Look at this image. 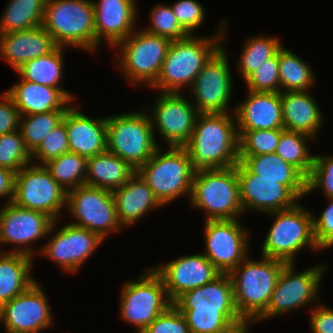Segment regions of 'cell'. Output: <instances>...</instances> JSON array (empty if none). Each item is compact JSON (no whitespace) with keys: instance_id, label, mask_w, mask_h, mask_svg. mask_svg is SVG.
<instances>
[{"instance_id":"obj_22","label":"cell","mask_w":333,"mask_h":333,"mask_svg":"<svg viewBox=\"0 0 333 333\" xmlns=\"http://www.w3.org/2000/svg\"><path fill=\"white\" fill-rule=\"evenodd\" d=\"M153 269L162 278L172 302L184 292L201 287L221 274L204 254L180 256Z\"/></svg>"},{"instance_id":"obj_47","label":"cell","mask_w":333,"mask_h":333,"mask_svg":"<svg viewBox=\"0 0 333 333\" xmlns=\"http://www.w3.org/2000/svg\"><path fill=\"white\" fill-rule=\"evenodd\" d=\"M141 333H190L183 314L172 304Z\"/></svg>"},{"instance_id":"obj_45","label":"cell","mask_w":333,"mask_h":333,"mask_svg":"<svg viewBox=\"0 0 333 333\" xmlns=\"http://www.w3.org/2000/svg\"><path fill=\"white\" fill-rule=\"evenodd\" d=\"M317 188H322L327 198H333V156L315 155L310 175L306 178V192L309 194Z\"/></svg>"},{"instance_id":"obj_51","label":"cell","mask_w":333,"mask_h":333,"mask_svg":"<svg viewBox=\"0 0 333 333\" xmlns=\"http://www.w3.org/2000/svg\"><path fill=\"white\" fill-rule=\"evenodd\" d=\"M14 177L13 171L0 167V197L9 198L8 203L12 202L14 196Z\"/></svg>"},{"instance_id":"obj_33","label":"cell","mask_w":333,"mask_h":333,"mask_svg":"<svg viewBox=\"0 0 333 333\" xmlns=\"http://www.w3.org/2000/svg\"><path fill=\"white\" fill-rule=\"evenodd\" d=\"M63 48L57 46L49 54L27 61L16 72L22 80L60 89L72 101L74 96L59 85L64 67Z\"/></svg>"},{"instance_id":"obj_37","label":"cell","mask_w":333,"mask_h":333,"mask_svg":"<svg viewBox=\"0 0 333 333\" xmlns=\"http://www.w3.org/2000/svg\"><path fill=\"white\" fill-rule=\"evenodd\" d=\"M313 137L295 131L283 130L277 145L276 154L296 167L306 178L310 175L315 155L309 153L306 139Z\"/></svg>"},{"instance_id":"obj_19","label":"cell","mask_w":333,"mask_h":333,"mask_svg":"<svg viewBox=\"0 0 333 333\" xmlns=\"http://www.w3.org/2000/svg\"><path fill=\"white\" fill-rule=\"evenodd\" d=\"M43 288L35 281L0 307V323L8 333H40L52 326V312Z\"/></svg>"},{"instance_id":"obj_9","label":"cell","mask_w":333,"mask_h":333,"mask_svg":"<svg viewBox=\"0 0 333 333\" xmlns=\"http://www.w3.org/2000/svg\"><path fill=\"white\" fill-rule=\"evenodd\" d=\"M274 222L264 240L262 255L294 263L303 247L320 250L313 231V214L298 203L292 208L271 212Z\"/></svg>"},{"instance_id":"obj_7","label":"cell","mask_w":333,"mask_h":333,"mask_svg":"<svg viewBox=\"0 0 333 333\" xmlns=\"http://www.w3.org/2000/svg\"><path fill=\"white\" fill-rule=\"evenodd\" d=\"M42 27L57 46L95 50L94 7L90 0H46Z\"/></svg>"},{"instance_id":"obj_21","label":"cell","mask_w":333,"mask_h":333,"mask_svg":"<svg viewBox=\"0 0 333 333\" xmlns=\"http://www.w3.org/2000/svg\"><path fill=\"white\" fill-rule=\"evenodd\" d=\"M103 240L97 233L69 223L40 248V253L57 262L64 271L78 272Z\"/></svg>"},{"instance_id":"obj_8","label":"cell","mask_w":333,"mask_h":333,"mask_svg":"<svg viewBox=\"0 0 333 333\" xmlns=\"http://www.w3.org/2000/svg\"><path fill=\"white\" fill-rule=\"evenodd\" d=\"M148 112H130L106 117L107 150L137 170L160 147ZM149 116V117H148Z\"/></svg>"},{"instance_id":"obj_4","label":"cell","mask_w":333,"mask_h":333,"mask_svg":"<svg viewBox=\"0 0 333 333\" xmlns=\"http://www.w3.org/2000/svg\"><path fill=\"white\" fill-rule=\"evenodd\" d=\"M280 259L248 256L230 273L234 302L240 316L250 325L267 309L283 267Z\"/></svg>"},{"instance_id":"obj_49","label":"cell","mask_w":333,"mask_h":333,"mask_svg":"<svg viewBox=\"0 0 333 333\" xmlns=\"http://www.w3.org/2000/svg\"><path fill=\"white\" fill-rule=\"evenodd\" d=\"M0 100V136L19 129L20 115L11 96L4 91Z\"/></svg>"},{"instance_id":"obj_32","label":"cell","mask_w":333,"mask_h":333,"mask_svg":"<svg viewBox=\"0 0 333 333\" xmlns=\"http://www.w3.org/2000/svg\"><path fill=\"white\" fill-rule=\"evenodd\" d=\"M31 256L0 251V307L25 292L35 280L30 274Z\"/></svg>"},{"instance_id":"obj_27","label":"cell","mask_w":333,"mask_h":333,"mask_svg":"<svg viewBox=\"0 0 333 333\" xmlns=\"http://www.w3.org/2000/svg\"><path fill=\"white\" fill-rule=\"evenodd\" d=\"M6 92L13 99L20 116L67 110L70 107L69 103H72L58 88L22 79Z\"/></svg>"},{"instance_id":"obj_38","label":"cell","mask_w":333,"mask_h":333,"mask_svg":"<svg viewBox=\"0 0 333 333\" xmlns=\"http://www.w3.org/2000/svg\"><path fill=\"white\" fill-rule=\"evenodd\" d=\"M67 110H55L20 116L19 130L26 148L32 153L43 141L45 136L58 125Z\"/></svg>"},{"instance_id":"obj_23","label":"cell","mask_w":333,"mask_h":333,"mask_svg":"<svg viewBox=\"0 0 333 333\" xmlns=\"http://www.w3.org/2000/svg\"><path fill=\"white\" fill-rule=\"evenodd\" d=\"M95 50L103 39L115 47L135 30L137 7L135 0L93 1Z\"/></svg>"},{"instance_id":"obj_15","label":"cell","mask_w":333,"mask_h":333,"mask_svg":"<svg viewBox=\"0 0 333 333\" xmlns=\"http://www.w3.org/2000/svg\"><path fill=\"white\" fill-rule=\"evenodd\" d=\"M221 46L196 76L191 91L198 113H228L232 78L228 56Z\"/></svg>"},{"instance_id":"obj_25","label":"cell","mask_w":333,"mask_h":333,"mask_svg":"<svg viewBox=\"0 0 333 333\" xmlns=\"http://www.w3.org/2000/svg\"><path fill=\"white\" fill-rule=\"evenodd\" d=\"M65 124L70 152L90 158L107 150L106 117L92 119L70 105Z\"/></svg>"},{"instance_id":"obj_28","label":"cell","mask_w":333,"mask_h":333,"mask_svg":"<svg viewBox=\"0 0 333 333\" xmlns=\"http://www.w3.org/2000/svg\"><path fill=\"white\" fill-rule=\"evenodd\" d=\"M112 195L122 226L133 224L149 210L163 206L136 172L124 185L113 190Z\"/></svg>"},{"instance_id":"obj_2","label":"cell","mask_w":333,"mask_h":333,"mask_svg":"<svg viewBox=\"0 0 333 333\" xmlns=\"http://www.w3.org/2000/svg\"><path fill=\"white\" fill-rule=\"evenodd\" d=\"M199 113L193 133L183 146L195 170L223 169L239 162V135L235 114ZM234 115V116H232Z\"/></svg>"},{"instance_id":"obj_3","label":"cell","mask_w":333,"mask_h":333,"mask_svg":"<svg viewBox=\"0 0 333 333\" xmlns=\"http://www.w3.org/2000/svg\"><path fill=\"white\" fill-rule=\"evenodd\" d=\"M225 29V25H221L209 39L189 35L171 41L159 77L151 88L159 89L160 93H181L186 85L192 86L203 66L222 46Z\"/></svg>"},{"instance_id":"obj_24","label":"cell","mask_w":333,"mask_h":333,"mask_svg":"<svg viewBox=\"0 0 333 333\" xmlns=\"http://www.w3.org/2000/svg\"><path fill=\"white\" fill-rule=\"evenodd\" d=\"M248 92L233 109L237 130L284 129L280 92Z\"/></svg>"},{"instance_id":"obj_13","label":"cell","mask_w":333,"mask_h":333,"mask_svg":"<svg viewBox=\"0 0 333 333\" xmlns=\"http://www.w3.org/2000/svg\"><path fill=\"white\" fill-rule=\"evenodd\" d=\"M66 207L72 218H76L71 224L95 232L104 240L123 227L110 190L81 185L67 192Z\"/></svg>"},{"instance_id":"obj_5","label":"cell","mask_w":333,"mask_h":333,"mask_svg":"<svg viewBox=\"0 0 333 333\" xmlns=\"http://www.w3.org/2000/svg\"><path fill=\"white\" fill-rule=\"evenodd\" d=\"M190 200L194 208L205 210V221L237 219L244 210L236 166L196 170Z\"/></svg>"},{"instance_id":"obj_12","label":"cell","mask_w":333,"mask_h":333,"mask_svg":"<svg viewBox=\"0 0 333 333\" xmlns=\"http://www.w3.org/2000/svg\"><path fill=\"white\" fill-rule=\"evenodd\" d=\"M67 191L44 165H27L15 173L12 202L21 208L42 212L57 221L66 208Z\"/></svg>"},{"instance_id":"obj_48","label":"cell","mask_w":333,"mask_h":333,"mask_svg":"<svg viewBox=\"0 0 333 333\" xmlns=\"http://www.w3.org/2000/svg\"><path fill=\"white\" fill-rule=\"evenodd\" d=\"M329 199V205L318 217L313 216V231L317 246L328 249L333 246V198Z\"/></svg>"},{"instance_id":"obj_10","label":"cell","mask_w":333,"mask_h":333,"mask_svg":"<svg viewBox=\"0 0 333 333\" xmlns=\"http://www.w3.org/2000/svg\"><path fill=\"white\" fill-rule=\"evenodd\" d=\"M171 40L148 33L145 30L133 31L119 42V69L132 85L145 83L151 87L159 77Z\"/></svg>"},{"instance_id":"obj_6","label":"cell","mask_w":333,"mask_h":333,"mask_svg":"<svg viewBox=\"0 0 333 333\" xmlns=\"http://www.w3.org/2000/svg\"><path fill=\"white\" fill-rule=\"evenodd\" d=\"M168 148L166 153H162L159 147L136 170L163 206L185 194L190 198L196 171L184 147Z\"/></svg>"},{"instance_id":"obj_14","label":"cell","mask_w":333,"mask_h":333,"mask_svg":"<svg viewBox=\"0 0 333 333\" xmlns=\"http://www.w3.org/2000/svg\"><path fill=\"white\" fill-rule=\"evenodd\" d=\"M294 263H287L277 280L267 309L254 321H261L318 301V290L323 279L324 265L294 272Z\"/></svg>"},{"instance_id":"obj_41","label":"cell","mask_w":333,"mask_h":333,"mask_svg":"<svg viewBox=\"0 0 333 333\" xmlns=\"http://www.w3.org/2000/svg\"><path fill=\"white\" fill-rule=\"evenodd\" d=\"M284 129L238 130L239 155H263L276 152Z\"/></svg>"},{"instance_id":"obj_42","label":"cell","mask_w":333,"mask_h":333,"mask_svg":"<svg viewBox=\"0 0 333 333\" xmlns=\"http://www.w3.org/2000/svg\"><path fill=\"white\" fill-rule=\"evenodd\" d=\"M150 10L151 26L144 30L158 36H163L171 41L180 40L190 34L180 25L171 5L157 4Z\"/></svg>"},{"instance_id":"obj_30","label":"cell","mask_w":333,"mask_h":333,"mask_svg":"<svg viewBox=\"0 0 333 333\" xmlns=\"http://www.w3.org/2000/svg\"><path fill=\"white\" fill-rule=\"evenodd\" d=\"M241 161L259 178L281 180L298 198L307 195L306 177L292 164L284 161L276 153L263 155H239Z\"/></svg>"},{"instance_id":"obj_26","label":"cell","mask_w":333,"mask_h":333,"mask_svg":"<svg viewBox=\"0 0 333 333\" xmlns=\"http://www.w3.org/2000/svg\"><path fill=\"white\" fill-rule=\"evenodd\" d=\"M57 45L42 27L0 34V56L15 71L27 61L52 52Z\"/></svg>"},{"instance_id":"obj_20","label":"cell","mask_w":333,"mask_h":333,"mask_svg":"<svg viewBox=\"0 0 333 333\" xmlns=\"http://www.w3.org/2000/svg\"><path fill=\"white\" fill-rule=\"evenodd\" d=\"M239 180L240 202L243 210L271 213L295 206L299 198L281 180L259 178L241 161L236 165Z\"/></svg>"},{"instance_id":"obj_40","label":"cell","mask_w":333,"mask_h":333,"mask_svg":"<svg viewBox=\"0 0 333 333\" xmlns=\"http://www.w3.org/2000/svg\"><path fill=\"white\" fill-rule=\"evenodd\" d=\"M31 162V153L19 129L0 136V167L16 173Z\"/></svg>"},{"instance_id":"obj_1","label":"cell","mask_w":333,"mask_h":333,"mask_svg":"<svg viewBox=\"0 0 333 333\" xmlns=\"http://www.w3.org/2000/svg\"><path fill=\"white\" fill-rule=\"evenodd\" d=\"M173 305L183 314L190 333H247L249 324L238 313L229 273L186 291Z\"/></svg>"},{"instance_id":"obj_43","label":"cell","mask_w":333,"mask_h":333,"mask_svg":"<svg viewBox=\"0 0 333 333\" xmlns=\"http://www.w3.org/2000/svg\"><path fill=\"white\" fill-rule=\"evenodd\" d=\"M68 152L70 150L64 114L63 120L48 132L41 144L31 153V156L32 160L35 158L43 165L48 160Z\"/></svg>"},{"instance_id":"obj_36","label":"cell","mask_w":333,"mask_h":333,"mask_svg":"<svg viewBox=\"0 0 333 333\" xmlns=\"http://www.w3.org/2000/svg\"><path fill=\"white\" fill-rule=\"evenodd\" d=\"M43 165L67 192L85 184L87 158L77 153H65L48 160Z\"/></svg>"},{"instance_id":"obj_11","label":"cell","mask_w":333,"mask_h":333,"mask_svg":"<svg viewBox=\"0 0 333 333\" xmlns=\"http://www.w3.org/2000/svg\"><path fill=\"white\" fill-rule=\"evenodd\" d=\"M121 292L119 314L121 319L135 325L136 333H141L173 304L162 278L153 268L136 281L126 282Z\"/></svg>"},{"instance_id":"obj_16","label":"cell","mask_w":333,"mask_h":333,"mask_svg":"<svg viewBox=\"0 0 333 333\" xmlns=\"http://www.w3.org/2000/svg\"><path fill=\"white\" fill-rule=\"evenodd\" d=\"M56 222L58 223V220L54 221L42 212L21 208L13 202L7 203L0 210V245L12 244L18 247L24 245L23 248L15 247L10 252L33 257L35 252L34 248L29 246L30 243L51 234L56 228Z\"/></svg>"},{"instance_id":"obj_29","label":"cell","mask_w":333,"mask_h":333,"mask_svg":"<svg viewBox=\"0 0 333 333\" xmlns=\"http://www.w3.org/2000/svg\"><path fill=\"white\" fill-rule=\"evenodd\" d=\"M280 97L284 129L301 132L315 139L323 115L309 90L281 92Z\"/></svg>"},{"instance_id":"obj_44","label":"cell","mask_w":333,"mask_h":333,"mask_svg":"<svg viewBox=\"0 0 333 333\" xmlns=\"http://www.w3.org/2000/svg\"><path fill=\"white\" fill-rule=\"evenodd\" d=\"M244 81L248 91L280 92L278 52L265 60Z\"/></svg>"},{"instance_id":"obj_17","label":"cell","mask_w":333,"mask_h":333,"mask_svg":"<svg viewBox=\"0 0 333 333\" xmlns=\"http://www.w3.org/2000/svg\"><path fill=\"white\" fill-rule=\"evenodd\" d=\"M240 224L238 219L205 222L203 254L221 273H230L248 256L249 232Z\"/></svg>"},{"instance_id":"obj_35","label":"cell","mask_w":333,"mask_h":333,"mask_svg":"<svg viewBox=\"0 0 333 333\" xmlns=\"http://www.w3.org/2000/svg\"><path fill=\"white\" fill-rule=\"evenodd\" d=\"M278 61L280 93L287 91H310V87L316 79L312 69L305 61L283 46L278 50Z\"/></svg>"},{"instance_id":"obj_34","label":"cell","mask_w":333,"mask_h":333,"mask_svg":"<svg viewBox=\"0 0 333 333\" xmlns=\"http://www.w3.org/2000/svg\"><path fill=\"white\" fill-rule=\"evenodd\" d=\"M46 0H10L0 19V34L42 26Z\"/></svg>"},{"instance_id":"obj_46","label":"cell","mask_w":333,"mask_h":333,"mask_svg":"<svg viewBox=\"0 0 333 333\" xmlns=\"http://www.w3.org/2000/svg\"><path fill=\"white\" fill-rule=\"evenodd\" d=\"M180 25L190 34L201 26L205 19V12L200 2L196 0H179L171 4Z\"/></svg>"},{"instance_id":"obj_39","label":"cell","mask_w":333,"mask_h":333,"mask_svg":"<svg viewBox=\"0 0 333 333\" xmlns=\"http://www.w3.org/2000/svg\"><path fill=\"white\" fill-rule=\"evenodd\" d=\"M283 45L276 37L257 36L249 38L241 53L238 68L245 80L265 60L273 57Z\"/></svg>"},{"instance_id":"obj_31","label":"cell","mask_w":333,"mask_h":333,"mask_svg":"<svg viewBox=\"0 0 333 333\" xmlns=\"http://www.w3.org/2000/svg\"><path fill=\"white\" fill-rule=\"evenodd\" d=\"M136 170L108 150L87 158L85 184L113 191L124 185Z\"/></svg>"},{"instance_id":"obj_18","label":"cell","mask_w":333,"mask_h":333,"mask_svg":"<svg viewBox=\"0 0 333 333\" xmlns=\"http://www.w3.org/2000/svg\"><path fill=\"white\" fill-rule=\"evenodd\" d=\"M150 119L169 146L183 147L193 133L198 111L192 101L184 98L181 93L159 94ZM152 114V115H151Z\"/></svg>"},{"instance_id":"obj_50","label":"cell","mask_w":333,"mask_h":333,"mask_svg":"<svg viewBox=\"0 0 333 333\" xmlns=\"http://www.w3.org/2000/svg\"><path fill=\"white\" fill-rule=\"evenodd\" d=\"M311 310L310 327L312 333H333V309L324 305Z\"/></svg>"}]
</instances>
